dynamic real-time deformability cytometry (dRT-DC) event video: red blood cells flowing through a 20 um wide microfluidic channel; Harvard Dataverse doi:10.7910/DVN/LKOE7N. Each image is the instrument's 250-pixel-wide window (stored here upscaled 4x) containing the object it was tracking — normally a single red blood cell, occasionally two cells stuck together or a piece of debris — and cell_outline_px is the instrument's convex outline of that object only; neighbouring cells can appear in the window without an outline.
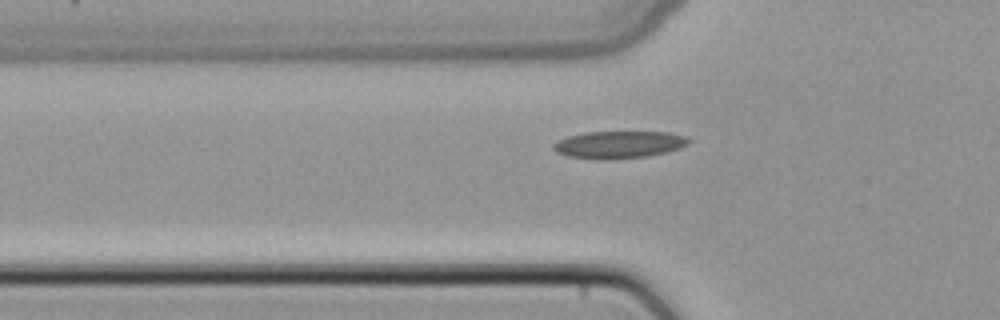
{"species": "common noctule bat (a hibernating species)", "species_latin": "Nyctalus noctula", "temperature_condition": "cold", "stored_images_in_passage": 37, "camera_frame_rate_fps": 3000, "um_per_image_px": 0.085, "animal": {"sex": "female", "body_mass_g": 22.7, "forearm_length_mm": 54.2}, "frame": {"image": 1, "passage_image": 7, "time_ms": 2.0, "image_size_px": [1000, 320], "cell_outline_px": [[692, 140], [688, 144], [680, 148], [648, 156], [608, 160], [596, 160], [568, 156], [556, 152], [552, 148], [552, 144], [568, 136], [584, 132], [668, 132], [684, 136]], "centroid_in_image_um": [52.58, 12.3], "position_along_channel_um": 73.2, "area_um2": 21.62}}
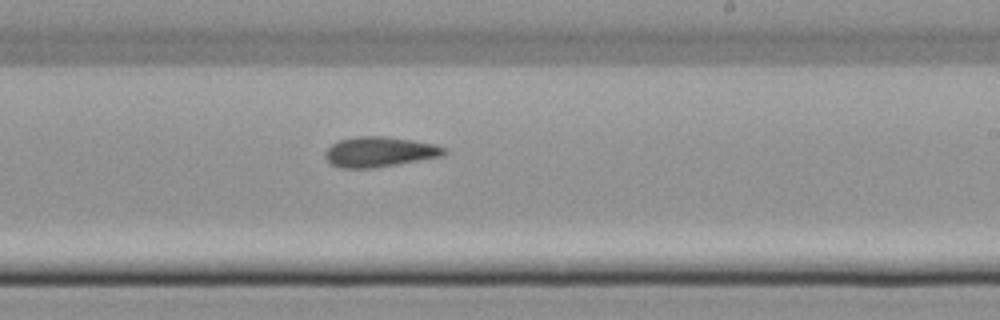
{"frame": {"image": 2, "passage_image": 20, "time_ms": 6.333, "image_size_px": [1000, 320], "cell_outline_px": [[448, 152], [444, 156], [376, 168], [340, 168], [332, 164], [324, 156], [324, 152], [332, 144], [340, 140], [356, 136], [384, 136], [412, 140], [436, 144], [444, 148]], "centroid_in_image_um": [32.28, 12.91], "position_along_channel_um": 256.7, "area_um2": 21.04}}
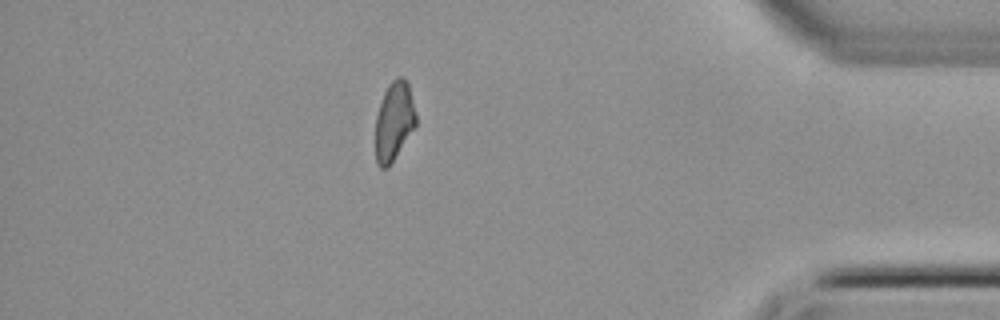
{"frame": {"image": 3, "passage_image": 33, "time_ms": 10.667, "image_size_px": [1000, 320], "cell_outline_px": [[416, 128], [388, 168], [380, 168], [376, 164], [376, 116], [384, 92], [388, 84], [396, 76], [400, 76], [408, 84], [416, 116]], "centroid_in_image_um": [33.5, 10.34], "position_along_channel_um": 401.7, "area_um2": 18.67}}